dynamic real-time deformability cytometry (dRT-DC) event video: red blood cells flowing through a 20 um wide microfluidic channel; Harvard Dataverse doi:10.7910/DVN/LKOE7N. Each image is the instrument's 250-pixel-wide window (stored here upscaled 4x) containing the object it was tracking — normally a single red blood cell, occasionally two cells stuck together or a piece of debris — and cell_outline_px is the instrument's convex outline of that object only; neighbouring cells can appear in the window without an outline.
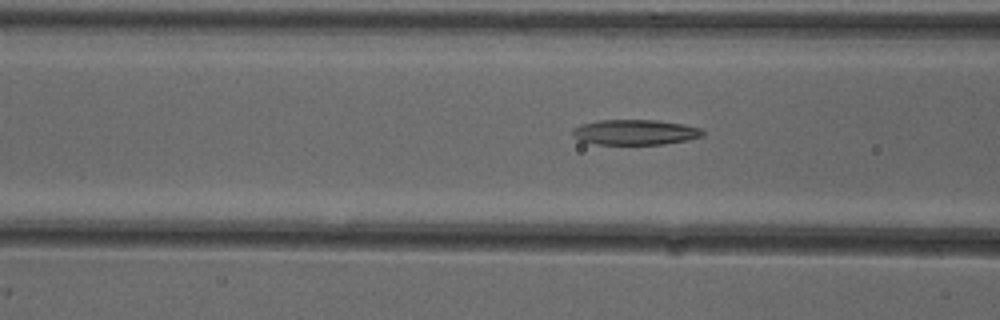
{"species": "common noctule bat (a hibernating species)", "species_latin": "Nyctalus noctula", "temperature_condition": "cold", "stored_images_in_passage": 6, "camera_frame_rate_fps": 3000, "um_per_image_px": 0.085, "animal": {"sex": "female"}, "frame": {"image": 1, "passage_image": 6, "time_ms": 1.667, "image_size_px": [1000, 320], "cell_outline_px": [[704, 136], [688, 140], [664, 144], [596, 144], [580, 140], [572, 136], [572, 128], [580, 124], [600, 120], [656, 120], [684, 124], [700, 128], [704, 132]], "centroid_in_image_um": [53.98, 11.23], "position_along_channel_um": 112.6, "area_um2": 19.25}}